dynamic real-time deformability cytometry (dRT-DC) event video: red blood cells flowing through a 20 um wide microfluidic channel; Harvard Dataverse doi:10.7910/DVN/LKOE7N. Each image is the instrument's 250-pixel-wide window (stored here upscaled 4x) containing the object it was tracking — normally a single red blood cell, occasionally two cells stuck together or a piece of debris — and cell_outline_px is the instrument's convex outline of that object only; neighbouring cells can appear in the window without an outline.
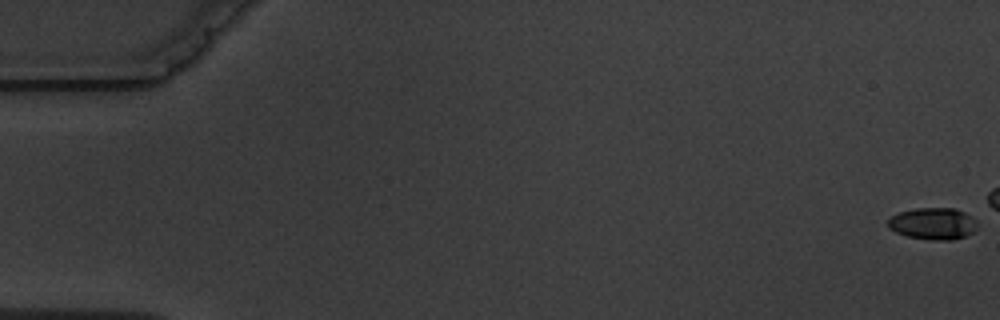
{"species": "common noctule bat (a hibernating species)", "species_latin": "Nyctalus noctula", "temperature_condition": "warm", "stored_images_in_passage": 7, "camera_frame_rate_fps": 3000, "um_per_image_px": 0.085, "animal": {"sex": "male", "body_mass_g": 19.5, "forearm_length_mm": 54.6}, "frame": {"image": 1, "passage_image": 1, "time_ms": 0.0, "image_size_px": [1000, 320], "cell_outline_px": [[976, 228], [968, 236], [952, 240], [928, 240], [908, 236], [896, 232], [888, 228], [888, 220], [892, 216], [900, 212], [916, 208], [956, 208], [972, 216], [976, 220]], "centroid_in_image_um": [79.33, 19.01], "position_along_channel_um": 5.7, "area_um2": 16.65}}